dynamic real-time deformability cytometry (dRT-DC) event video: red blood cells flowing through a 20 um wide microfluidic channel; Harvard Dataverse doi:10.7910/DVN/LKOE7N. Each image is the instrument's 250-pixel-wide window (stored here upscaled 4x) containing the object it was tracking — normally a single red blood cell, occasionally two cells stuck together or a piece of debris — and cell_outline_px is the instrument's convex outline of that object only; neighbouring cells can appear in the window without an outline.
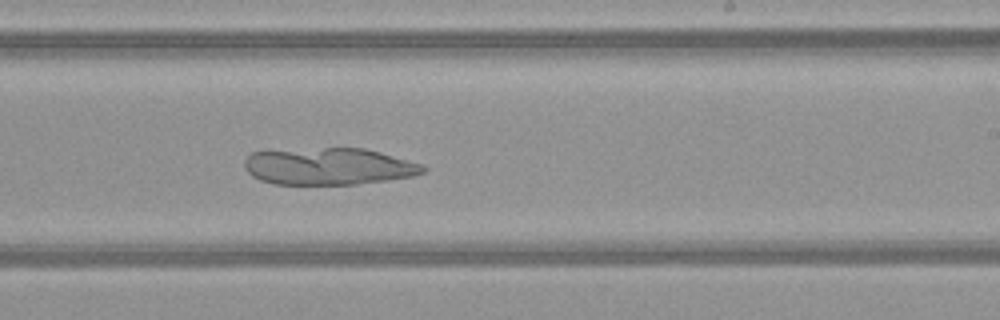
{"species": "common noctule bat (a hibernating species)", "species_latin": "Nyctalus noctula", "temperature_condition": "warm", "stored_images_in_passage": 51, "camera_frame_rate_fps": 3000, "um_per_image_px": 0.085, "animal": {"sex": "female", "body_mass_g": 21.9}, "frame": {"image": 1, "passage_image": 31, "time_ms": 10.0, "image_size_px": [1000, 320], "cell_outline_px": [[428, 168], [424, 172], [412, 176], [356, 184], [272, 184], [260, 180], [252, 176], [244, 168], [244, 160], [252, 152], [324, 148], [364, 148], [380, 152], [424, 164]], "centroid_in_image_um": [27.95, 14.14], "position_along_channel_um": 261.1, "area_um2": 38.32}}